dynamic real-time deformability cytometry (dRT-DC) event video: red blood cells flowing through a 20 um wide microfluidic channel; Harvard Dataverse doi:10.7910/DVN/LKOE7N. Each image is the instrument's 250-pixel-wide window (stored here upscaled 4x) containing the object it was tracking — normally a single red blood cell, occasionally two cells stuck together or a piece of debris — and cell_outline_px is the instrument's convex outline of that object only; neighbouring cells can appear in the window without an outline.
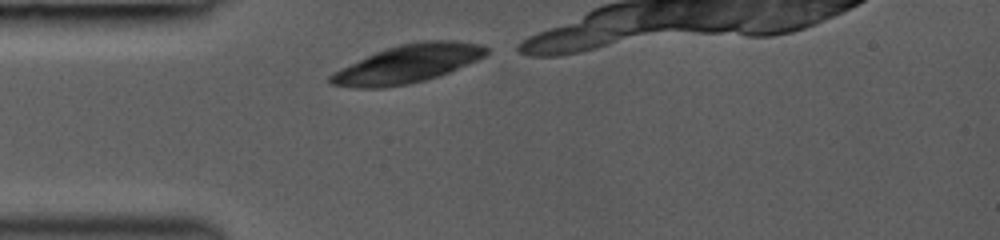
{"species": "common noctule bat (a hibernating species)", "species_latin": "Nyctalus noctula", "temperature_condition": "room temperature", "stored_images_in_passage": 5, "camera_frame_rate_fps": 3000, "um_per_image_px": 0.085, "animal": {"sex": "female", "body_mass_g": 19.0, "forearm_length_mm": 53.3}, "frame": {"image": 1, "passage_image": 1, "time_ms": 0.0, "image_size_px": [1000, 240], "cell_outline_px": [[488, 52], [484, 56], [476, 60], [448, 72], [424, 80], [408, 84], [384, 88], [352, 88], [332, 84], [328, 80], [328, 76], [332, 72], [384, 48], [400, 44], [420, 40], [452, 40], [480, 44], [488, 48]], "centroid_in_image_um": [34.61, 5.42], "position_along_channel_um": 50.4, "area_um2": 34.51}}